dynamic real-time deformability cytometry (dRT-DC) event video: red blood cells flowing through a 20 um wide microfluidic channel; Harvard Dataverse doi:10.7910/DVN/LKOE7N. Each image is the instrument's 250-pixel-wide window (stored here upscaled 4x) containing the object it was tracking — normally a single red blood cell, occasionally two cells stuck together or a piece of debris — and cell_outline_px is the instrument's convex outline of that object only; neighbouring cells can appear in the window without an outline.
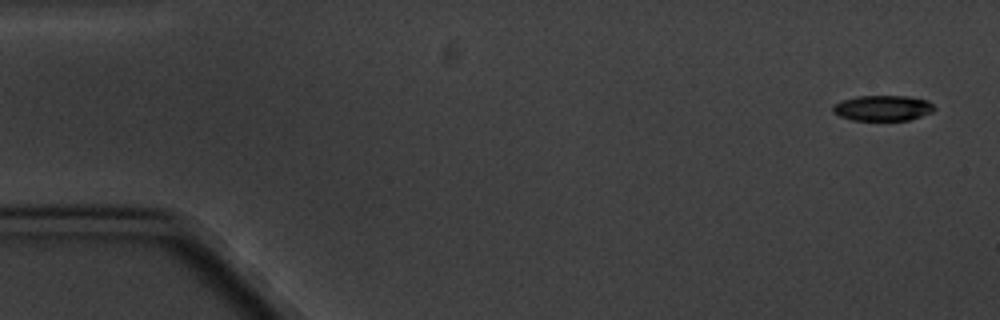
{"species": "common noctule bat (a hibernating species)", "species_latin": "Nyctalus noctula", "temperature_condition": "cold", "stored_images_in_passage": 5, "camera_frame_rate_fps": 3000, "um_per_image_px": 0.085, "animal": {"sex": "male", "body_mass_g": 20.1, "forearm_length_mm": 53.5}, "frame": {"image": 1, "passage_image": 1, "time_ms": 0.0, "image_size_px": [1000, 320], "cell_outline_px": [[936, 108], [932, 112], [908, 120], [852, 120], [840, 116], [832, 112], [832, 108], [840, 100], [856, 96], [908, 96], [928, 100]], "centroid_in_image_um": [75.03, 9.18], "position_along_channel_um": 10.0, "area_um2": 15.09}}
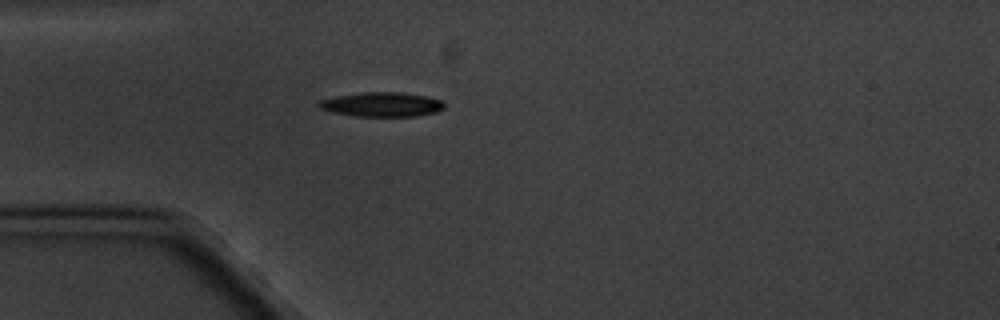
{"frame": {"image": 2, "passage_image": 5, "time_ms": 4.667, "image_size_px": [1000, 320], "cell_outline_px": [[444, 108], [436, 112], [416, 116], [356, 116], [332, 112], [320, 108], [316, 104], [320, 100], [336, 96], [364, 92], [400, 92], [424, 96], [440, 100], [444, 104]], "centroid_in_image_um": [32.43, 8.88], "position_along_channel_um": 52.6, "area_um2": 17.69}}